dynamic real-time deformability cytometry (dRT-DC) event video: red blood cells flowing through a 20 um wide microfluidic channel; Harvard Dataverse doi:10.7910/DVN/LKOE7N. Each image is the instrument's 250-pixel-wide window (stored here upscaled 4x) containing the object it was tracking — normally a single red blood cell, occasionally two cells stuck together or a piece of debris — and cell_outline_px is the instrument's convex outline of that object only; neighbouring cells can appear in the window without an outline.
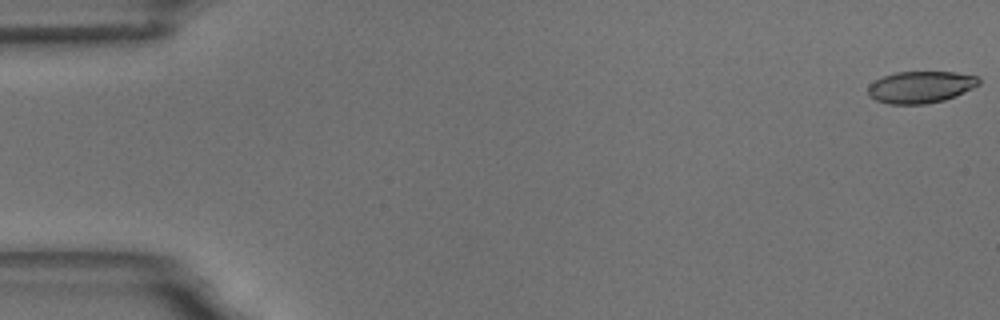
{"species": "common noctule bat (a hibernating species)", "species_latin": "Nyctalus noctula", "temperature_condition": "room temperature", "stored_images_in_passage": 58, "camera_frame_rate_fps": 3000, "um_per_image_px": 0.085, "animal": {"sex": "male", "body_mass_g": 18.8}, "frame": {"image": 1, "passage_image": 1, "time_ms": 0.0, "image_size_px": [1000, 320], "cell_outline_px": [[980, 84], [956, 96], [944, 100], [924, 104], [888, 104], [876, 100], [868, 96], [868, 84], [884, 76], [896, 72], [956, 72], [980, 76]], "centroid_in_image_um": [78.26, 7.4], "position_along_channel_um": 6.7, "area_um2": 20.69}}
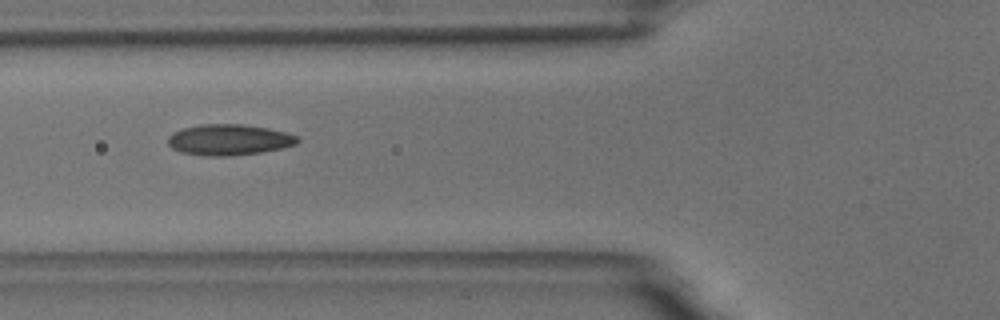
{"frame": {"image": 2, "passage_image": 22, "time_ms": 7.0, "image_size_px": [1000, 320], "cell_outline_px": [[300, 140], [296, 144], [280, 148], [260, 152], [228, 156], [208, 156], [180, 152], [172, 148], [168, 144], [168, 136], [172, 132], [184, 128], [200, 124], [244, 124], [268, 128], [284, 132], [296, 136]], "centroid_in_image_um": [19.43, 11.87], "position_along_channel_um": 106.4, "area_um2": 23.24}}
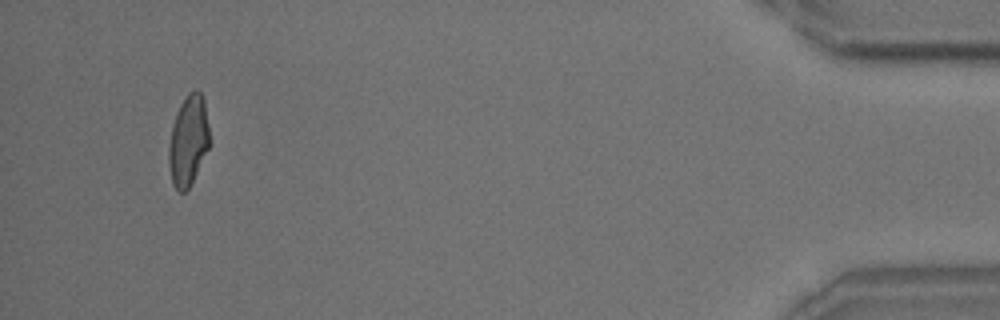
{"frame": {"image": 3, "passage_image": 55, "time_ms": 18.0, "image_size_px": [1000, 320], "cell_outline_px": [[208, 148], [188, 188], [184, 192], [180, 192], [172, 184], [168, 164], [168, 148], [172, 124], [176, 112], [180, 104], [188, 92], [200, 92], [204, 100], [208, 124]], "centroid_in_image_um": [15.97, 11.95], "position_along_channel_um": 419.2, "area_um2": 21.1}, "authors_computed_cell_mechanics": {"area_um2": 21.7906, "velocity_mm_per_s": 3.5143, "shape_relaxation_time_tau1_ms": 6.0799, "shape_relaxation_time_tau2_ms": 1.5727, "deformation_change_tau1": 0.1697, "deformation_change_tau2": 0.0763}}